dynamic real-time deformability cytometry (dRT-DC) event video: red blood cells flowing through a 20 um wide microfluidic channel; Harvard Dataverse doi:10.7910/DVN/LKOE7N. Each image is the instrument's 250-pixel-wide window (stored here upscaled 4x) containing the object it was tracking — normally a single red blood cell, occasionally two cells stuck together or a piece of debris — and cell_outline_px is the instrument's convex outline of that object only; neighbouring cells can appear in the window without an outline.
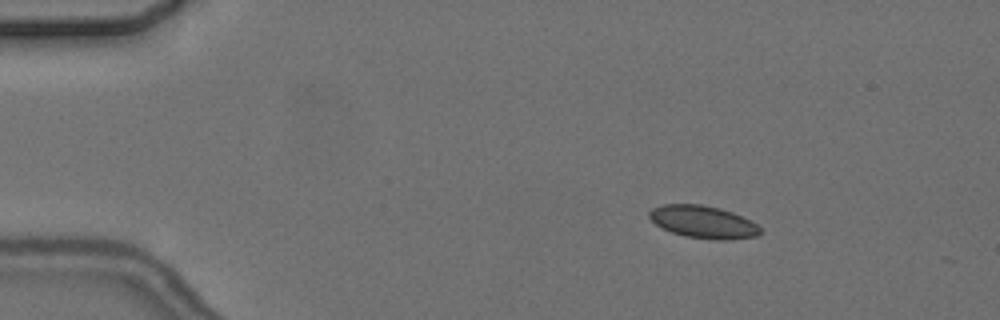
{"species": "common noctule bat (a hibernating species)", "species_latin": "Nyctalus noctula", "temperature_condition": "cold", "stored_images_in_passage": 6, "camera_frame_rate_fps": 3000, "um_per_image_px": 0.085, "animal": {"sex": "female", "body_mass_g": 24.6, "forearm_length_mm": 56.2}, "frame": {"image": 1, "passage_image": 2, "time_ms": 2.0, "image_size_px": [1000, 320], "cell_outline_px": [[764, 232], [756, 236], [732, 240], [716, 240], [684, 236], [672, 232], [656, 224], [648, 216], [648, 212], [652, 208], [664, 204], [700, 204], [720, 208], [732, 212], [756, 224]], "centroid_in_image_um": [59.78, 18.87], "position_along_channel_um": 25.2, "area_um2": 20.98}}